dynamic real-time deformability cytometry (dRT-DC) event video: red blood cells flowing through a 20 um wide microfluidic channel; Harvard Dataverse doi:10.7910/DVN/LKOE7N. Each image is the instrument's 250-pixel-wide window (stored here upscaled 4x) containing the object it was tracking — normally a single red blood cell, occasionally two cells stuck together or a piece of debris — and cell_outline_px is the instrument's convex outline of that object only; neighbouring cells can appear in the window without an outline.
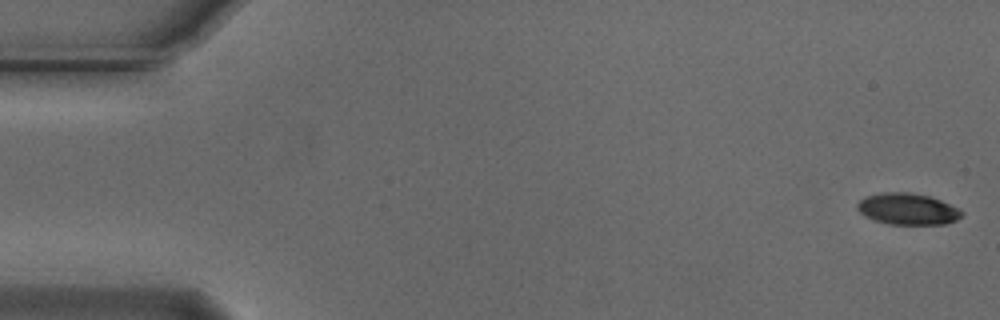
{"species": "Egyptian fruit bat (a non-hibernating species)", "species_latin": "Rousettus aegyptiacus", "temperature_condition": "cold", "stored_images_in_passage": 6, "camera_frame_rate_fps": 3000, "um_per_image_px": 0.085, "animal": {"sex": "male"}, "frame": {"image": 1, "passage_image": 1, "time_ms": 0.0, "image_size_px": [1000, 320], "cell_outline_px": [[964, 212], [956, 220], [944, 224], [888, 224], [864, 216], [856, 208], [856, 204], [864, 196], [884, 192], [908, 192], [928, 196], [940, 200]], "centroid_in_image_um": [77.1, 17.76], "position_along_channel_um": 7.9, "area_um2": 18.96}}